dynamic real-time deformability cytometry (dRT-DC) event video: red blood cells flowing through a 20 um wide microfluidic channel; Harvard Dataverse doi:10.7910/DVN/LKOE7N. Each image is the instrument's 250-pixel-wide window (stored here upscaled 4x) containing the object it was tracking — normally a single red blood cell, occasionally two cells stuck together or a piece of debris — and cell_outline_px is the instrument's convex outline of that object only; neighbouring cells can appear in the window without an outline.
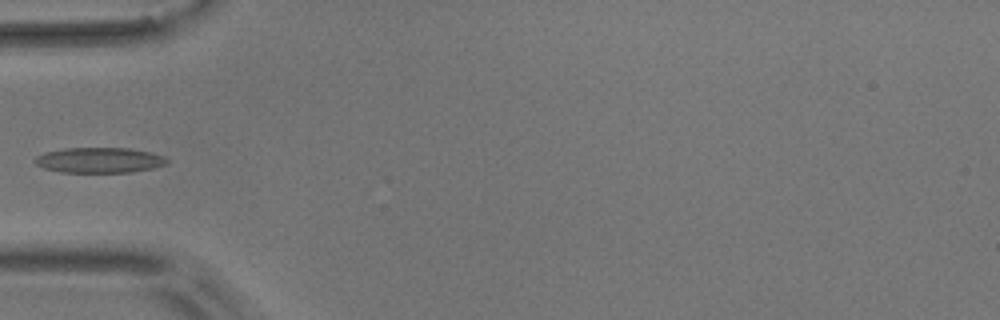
{"species": "common noctule bat (a hibernating species)", "species_latin": "Nyctalus noctula", "temperature_condition": "room temperature", "stored_images_in_passage": 3, "camera_frame_rate_fps": 3000, "um_per_image_px": 0.085, "animal": {"sex": "male", "body_mass_g": 17.9}, "frame": {"image": 1, "passage_image": 2, "time_ms": 1.667, "image_size_px": [1000, 320], "cell_outline_px": [[168, 164], [152, 168], [132, 172], [60, 172], [44, 168], [36, 164], [32, 160], [36, 156], [44, 152], [64, 148], [128, 148], [148, 152], [164, 156], [168, 160]], "centroid_in_image_um": [8.41, 13.61], "position_along_channel_um": 76.6, "area_um2": 19.54}}
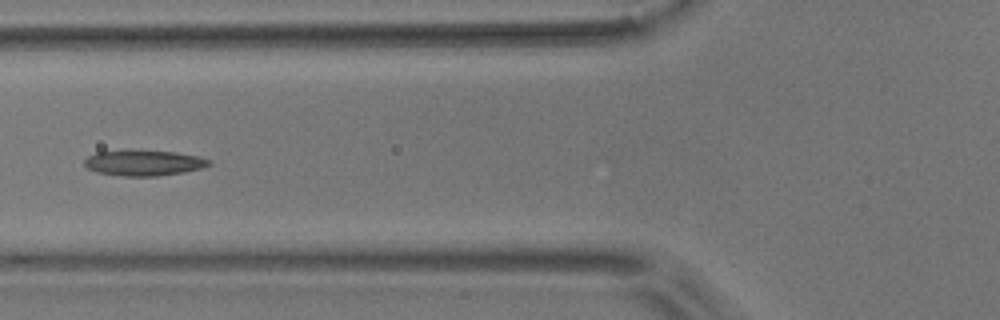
{"frame": {"image": 2, "passage_image": 3, "time_ms": 2.667, "image_size_px": [1000, 320], "cell_outline_px": [[212, 164], [200, 168], [184, 172], [156, 176], [120, 176], [96, 172], [88, 168], [84, 164], [84, 160], [88, 156], [96, 152], [176, 152], [196, 156], [212, 160]], "centroid_in_image_um": [12.23, 13.88], "position_along_channel_um": 113.6, "area_um2": 17.98}}